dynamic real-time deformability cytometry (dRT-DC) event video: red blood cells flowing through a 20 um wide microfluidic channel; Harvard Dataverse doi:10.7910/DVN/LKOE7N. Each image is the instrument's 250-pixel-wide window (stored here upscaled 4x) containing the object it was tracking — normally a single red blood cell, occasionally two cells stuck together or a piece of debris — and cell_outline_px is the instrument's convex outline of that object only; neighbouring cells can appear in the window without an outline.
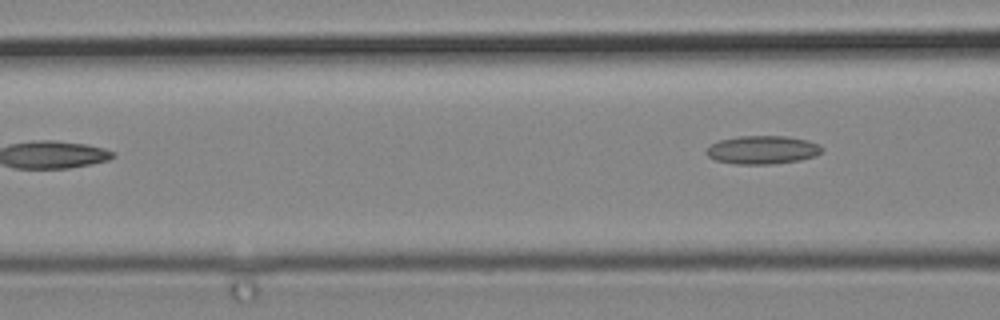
{"species": "common noctule bat (a hibernating species)", "species_latin": "Nyctalus noctula", "temperature_condition": "cold", "stored_images_in_passage": 3, "camera_frame_rate_fps": 3000, "um_per_image_px": 0.085, "animal": {"sex": "male", "body_mass_g": 19.2, "forearm_length_mm": 51.8}, "frame": {"image": 1, "passage_image": 3, "time_ms": 0.667, "image_size_px": [1000, 320], "cell_outline_px": [[824, 148], [816, 156], [800, 160], [772, 164], [736, 164], [716, 160], [708, 156], [704, 152], [712, 144], [720, 140], [740, 136], [784, 136], [808, 140], [820, 144]], "centroid_in_image_um": [64.84, 12.74], "position_along_channel_um": 101.8, "area_um2": 19.07}}